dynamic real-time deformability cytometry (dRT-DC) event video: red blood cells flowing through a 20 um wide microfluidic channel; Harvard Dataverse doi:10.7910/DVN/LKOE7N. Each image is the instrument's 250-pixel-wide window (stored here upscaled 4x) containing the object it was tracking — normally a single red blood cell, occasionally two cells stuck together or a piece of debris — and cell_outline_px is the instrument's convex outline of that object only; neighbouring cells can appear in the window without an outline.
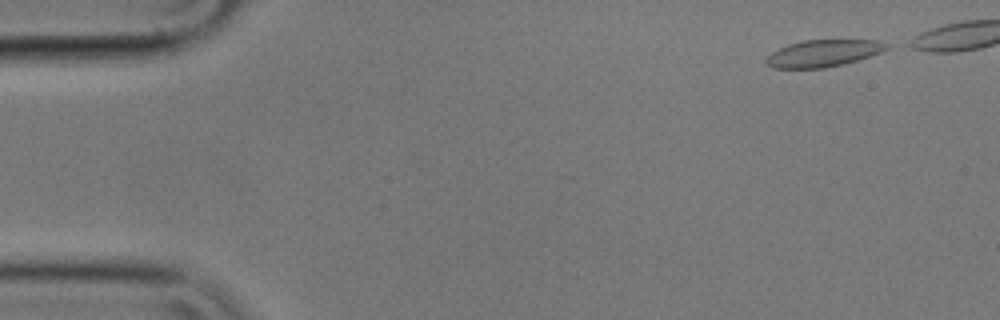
{"species": "common noctule bat (a hibernating species)", "species_latin": "Nyctalus noctula", "temperature_condition": "cold", "stored_images_in_passage": 43, "camera_frame_rate_fps": 3000, "um_per_image_px": 0.085, "animal": {"sex": "male", "body_mass_g": 17.9}, "frame": {"image": 1, "passage_image": 1, "time_ms": 0.0, "image_size_px": [1000, 320], "cell_outline_px": [[892, 44], [888, 48], [880, 52], [856, 60], [824, 68], [772, 68], [764, 60], [772, 52], [788, 44], [804, 40], [880, 40]], "centroid_in_image_um": [69.99, 4.51], "position_along_channel_um": 15.0, "area_um2": 18.73}}
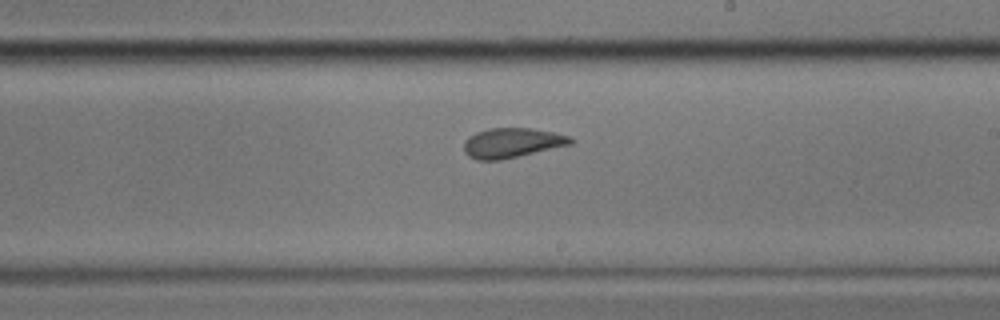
{"frame": {"image": 2, "passage_image": 29, "time_ms": 9.333, "image_size_px": [1000, 320], "cell_outline_px": [[572, 144], [500, 160], [476, 160], [468, 156], [464, 152], [464, 140], [468, 136], [476, 132], [488, 128], [532, 128], [572, 136]], "centroid_in_image_um": [43.48, 12.14], "position_along_channel_um": 245.5, "area_um2": 18.55}}
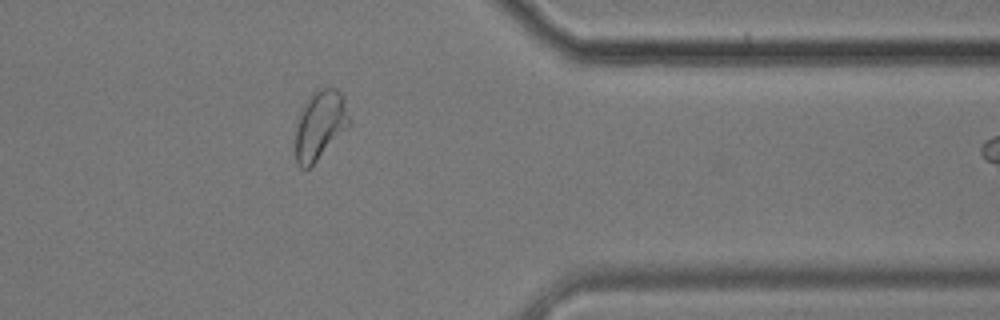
{"frame": {"image": 3, "passage_image": 42, "time_ms": 13.667, "image_size_px": [1000, 320], "cell_outline_px": [[348, 124], [316, 160], [308, 168], [300, 168], [296, 160], [296, 124], [300, 112], [304, 104], [312, 92], [316, 88], [336, 88], [344, 96], [348, 116]], "centroid_in_image_um": [27.15, 10.56], "position_along_channel_um": 384.2, "area_um2": 20.87}}